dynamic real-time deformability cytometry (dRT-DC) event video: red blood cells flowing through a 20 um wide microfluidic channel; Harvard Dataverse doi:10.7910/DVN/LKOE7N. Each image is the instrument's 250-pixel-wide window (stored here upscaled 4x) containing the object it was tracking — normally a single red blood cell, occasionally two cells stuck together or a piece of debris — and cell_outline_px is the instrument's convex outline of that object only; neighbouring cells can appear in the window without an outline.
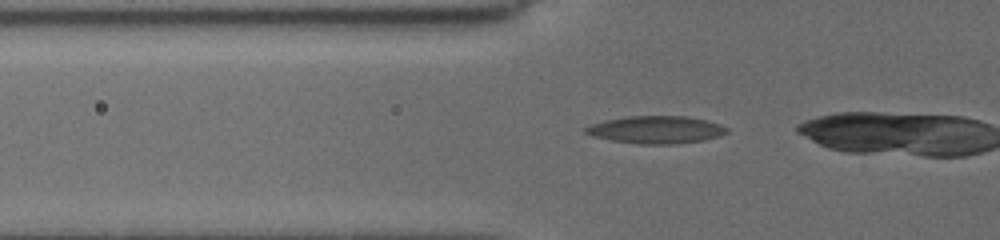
{"species": "common noctule bat (a hibernating species)", "species_latin": "Nyctalus noctula", "temperature_condition": "cold", "stored_images_in_passage": 14, "camera_frame_rate_fps": 3000, "um_per_image_px": 0.085, "animal": {"sex": "female", "body_mass_g": 19.5, "forearm_length_mm": 54.1}, "frame": {"image": 1, "passage_image": 5, "time_ms": 1.333, "image_size_px": [1000, 240], "cell_outline_px": [[728, 132], [720, 136], [704, 140], [672, 144], [640, 144], [612, 140], [592, 136], [584, 132], [584, 128], [592, 124], [604, 120], [628, 116], [684, 116], [704, 120], [720, 124], [728, 128]], "centroid_in_image_um": [55.76, 11.02], "position_along_channel_um": 70.0, "area_um2": 22.54}}
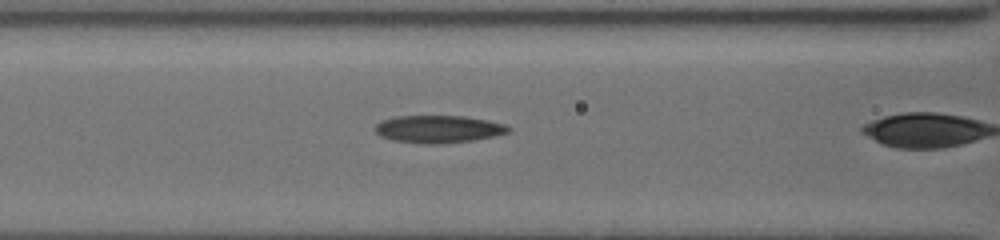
{"frame": {"image": 2, "passage_image": 10, "time_ms": 3.0, "image_size_px": [1000, 240], "cell_outline_px": [[512, 128], [508, 132], [492, 136], [472, 140], [440, 144], [424, 144], [392, 140], [380, 136], [376, 132], [376, 124], [380, 120], [396, 116], [464, 116], [488, 120], [504, 124]], "centroid_in_image_um": [37.24, 10.97], "position_along_channel_um": 129.4, "area_um2": 21.33}}